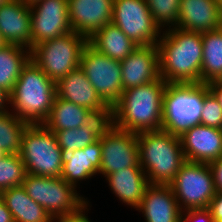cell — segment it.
Instances as JSON below:
<instances>
[{"label": "cell", "mask_w": 222, "mask_h": 222, "mask_svg": "<svg viewBox=\"0 0 222 222\" xmlns=\"http://www.w3.org/2000/svg\"><path fill=\"white\" fill-rule=\"evenodd\" d=\"M214 222H222V214H211Z\"/></svg>", "instance_id": "obj_40"}, {"label": "cell", "mask_w": 222, "mask_h": 222, "mask_svg": "<svg viewBox=\"0 0 222 222\" xmlns=\"http://www.w3.org/2000/svg\"><path fill=\"white\" fill-rule=\"evenodd\" d=\"M204 83H167L163 97L161 130L181 136L200 124Z\"/></svg>", "instance_id": "obj_5"}, {"label": "cell", "mask_w": 222, "mask_h": 222, "mask_svg": "<svg viewBox=\"0 0 222 222\" xmlns=\"http://www.w3.org/2000/svg\"><path fill=\"white\" fill-rule=\"evenodd\" d=\"M29 59L30 50L26 47L7 44L0 48V87L10 94Z\"/></svg>", "instance_id": "obj_28"}, {"label": "cell", "mask_w": 222, "mask_h": 222, "mask_svg": "<svg viewBox=\"0 0 222 222\" xmlns=\"http://www.w3.org/2000/svg\"><path fill=\"white\" fill-rule=\"evenodd\" d=\"M101 142L98 139L93 144L82 149L64 154V162L61 178L76 189L81 181H89L98 175L101 165Z\"/></svg>", "instance_id": "obj_20"}, {"label": "cell", "mask_w": 222, "mask_h": 222, "mask_svg": "<svg viewBox=\"0 0 222 222\" xmlns=\"http://www.w3.org/2000/svg\"><path fill=\"white\" fill-rule=\"evenodd\" d=\"M28 125L10 110L0 112V159L8 154H19L22 136Z\"/></svg>", "instance_id": "obj_29"}, {"label": "cell", "mask_w": 222, "mask_h": 222, "mask_svg": "<svg viewBox=\"0 0 222 222\" xmlns=\"http://www.w3.org/2000/svg\"><path fill=\"white\" fill-rule=\"evenodd\" d=\"M112 23L137 46L157 45L162 33L145 0H114Z\"/></svg>", "instance_id": "obj_11"}, {"label": "cell", "mask_w": 222, "mask_h": 222, "mask_svg": "<svg viewBox=\"0 0 222 222\" xmlns=\"http://www.w3.org/2000/svg\"><path fill=\"white\" fill-rule=\"evenodd\" d=\"M88 43L101 54L118 61L124 60L138 47L113 23L98 30Z\"/></svg>", "instance_id": "obj_26"}, {"label": "cell", "mask_w": 222, "mask_h": 222, "mask_svg": "<svg viewBox=\"0 0 222 222\" xmlns=\"http://www.w3.org/2000/svg\"><path fill=\"white\" fill-rule=\"evenodd\" d=\"M114 0H68L72 31L87 38L112 23Z\"/></svg>", "instance_id": "obj_14"}, {"label": "cell", "mask_w": 222, "mask_h": 222, "mask_svg": "<svg viewBox=\"0 0 222 222\" xmlns=\"http://www.w3.org/2000/svg\"><path fill=\"white\" fill-rule=\"evenodd\" d=\"M179 137L187 161L209 164L222 157V129L197 124Z\"/></svg>", "instance_id": "obj_15"}, {"label": "cell", "mask_w": 222, "mask_h": 222, "mask_svg": "<svg viewBox=\"0 0 222 222\" xmlns=\"http://www.w3.org/2000/svg\"><path fill=\"white\" fill-rule=\"evenodd\" d=\"M216 1H217L218 8H219V11H220V14H221V17H222V0H216Z\"/></svg>", "instance_id": "obj_42"}, {"label": "cell", "mask_w": 222, "mask_h": 222, "mask_svg": "<svg viewBox=\"0 0 222 222\" xmlns=\"http://www.w3.org/2000/svg\"><path fill=\"white\" fill-rule=\"evenodd\" d=\"M111 115H95L79 128L53 131L64 154L82 149L97 141L110 123Z\"/></svg>", "instance_id": "obj_24"}, {"label": "cell", "mask_w": 222, "mask_h": 222, "mask_svg": "<svg viewBox=\"0 0 222 222\" xmlns=\"http://www.w3.org/2000/svg\"><path fill=\"white\" fill-rule=\"evenodd\" d=\"M32 48L72 32L68 0H37L30 4Z\"/></svg>", "instance_id": "obj_13"}, {"label": "cell", "mask_w": 222, "mask_h": 222, "mask_svg": "<svg viewBox=\"0 0 222 222\" xmlns=\"http://www.w3.org/2000/svg\"><path fill=\"white\" fill-rule=\"evenodd\" d=\"M181 211L209 208L216 194L209 164L186 161L169 184Z\"/></svg>", "instance_id": "obj_9"}, {"label": "cell", "mask_w": 222, "mask_h": 222, "mask_svg": "<svg viewBox=\"0 0 222 222\" xmlns=\"http://www.w3.org/2000/svg\"><path fill=\"white\" fill-rule=\"evenodd\" d=\"M88 39L74 31L49 39L30 50V59L55 83L80 65Z\"/></svg>", "instance_id": "obj_8"}, {"label": "cell", "mask_w": 222, "mask_h": 222, "mask_svg": "<svg viewBox=\"0 0 222 222\" xmlns=\"http://www.w3.org/2000/svg\"><path fill=\"white\" fill-rule=\"evenodd\" d=\"M96 114L86 107L64 100L56 95L52 109L43 125L50 131L79 128Z\"/></svg>", "instance_id": "obj_25"}, {"label": "cell", "mask_w": 222, "mask_h": 222, "mask_svg": "<svg viewBox=\"0 0 222 222\" xmlns=\"http://www.w3.org/2000/svg\"><path fill=\"white\" fill-rule=\"evenodd\" d=\"M58 97L83 106L96 115H111V108L101 99L80 67L56 83Z\"/></svg>", "instance_id": "obj_16"}, {"label": "cell", "mask_w": 222, "mask_h": 222, "mask_svg": "<svg viewBox=\"0 0 222 222\" xmlns=\"http://www.w3.org/2000/svg\"><path fill=\"white\" fill-rule=\"evenodd\" d=\"M200 124L222 129V107L217 97L209 90L208 84H204V103Z\"/></svg>", "instance_id": "obj_32"}, {"label": "cell", "mask_w": 222, "mask_h": 222, "mask_svg": "<svg viewBox=\"0 0 222 222\" xmlns=\"http://www.w3.org/2000/svg\"><path fill=\"white\" fill-rule=\"evenodd\" d=\"M216 192H222V157L209 163Z\"/></svg>", "instance_id": "obj_35"}, {"label": "cell", "mask_w": 222, "mask_h": 222, "mask_svg": "<svg viewBox=\"0 0 222 222\" xmlns=\"http://www.w3.org/2000/svg\"><path fill=\"white\" fill-rule=\"evenodd\" d=\"M145 222H180L181 209L170 185L149 184L140 206Z\"/></svg>", "instance_id": "obj_19"}, {"label": "cell", "mask_w": 222, "mask_h": 222, "mask_svg": "<svg viewBox=\"0 0 222 222\" xmlns=\"http://www.w3.org/2000/svg\"><path fill=\"white\" fill-rule=\"evenodd\" d=\"M155 24L161 31L175 28L180 13L181 0H145Z\"/></svg>", "instance_id": "obj_30"}, {"label": "cell", "mask_w": 222, "mask_h": 222, "mask_svg": "<svg viewBox=\"0 0 222 222\" xmlns=\"http://www.w3.org/2000/svg\"><path fill=\"white\" fill-rule=\"evenodd\" d=\"M26 173L61 178L64 153L53 131L43 124H29L19 151Z\"/></svg>", "instance_id": "obj_6"}, {"label": "cell", "mask_w": 222, "mask_h": 222, "mask_svg": "<svg viewBox=\"0 0 222 222\" xmlns=\"http://www.w3.org/2000/svg\"><path fill=\"white\" fill-rule=\"evenodd\" d=\"M176 27L204 33L222 27V17L216 0H181Z\"/></svg>", "instance_id": "obj_21"}, {"label": "cell", "mask_w": 222, "mask_h": 222, "mask_svg": "<svg viewBox=\"0 0 222 222\" xmlns=\"http://www.w3.org/2000/svg\"><path fill=\"white\" fill-rule=\"evenodd\" d=\"M0 33L8 44L32 49L30 5L10 0L0 6Z\"/></svg>", "instance_id": "obj_18"}, {"label": "cell", "mask_w": 222, "mask_h": 222, "mask_svg": "<svg viewBox=\"0 0 222 222\" xmlns=\"http://www.w3.org/2000/svg\"><path fill=\"white\" fill-rule=\"evenodd\" d=\"M0 222H14L11 212L6 207L1 196H0Z\"/></svg>", "instance_id": "obj_37"}, {"label": "cell", "mask_w": 222, "mask_h": 222, "mask_svg": "<svg viewBox=\"0 0 222 222\" xmlns=\"http://www.w3.org/2000/svg\"><path fill=\"white\" fill-rule=\"evenodd\" d=\"M32 200L41 205L53 220L79 211L89 202L63 178L36 176L27 173L22 184Z\"/></svg>", "instance_id": "obj_7"}, {"label": "cell", "mask_w": 222, "mask_h": 222, "mask_svg": "<svg viewBox=\"0 0 222 222\" xmlns=\"http://www.w3.org/2000/svg\"><path fill=\"white\" fill-rule=\"evenodd\" d=\"M208 209L211 211V214H222V192H216Z\"/></svg>", "instance_id": "obj_36"}, {"label": "cell", "mask_w": 222, "mask_h": 222, "mask_svg": "<svg viewBox=\"0 0 222 222\" xmlns=\"http://www.w3.org/2000/svg\"><path fill=\"white\" fill-rule=\"evenodd\" d=\"M180 222H214V219L208 208L190 209L181 212Z\"/></svg>", "instance_id": "obj_33"}, {"label": "cell", "mask_w": 222, "mask_h": 222, "mask_svg": "<svg viewBox=\"0 0 222 222\" xmlns=\"http://www.w3.org/2000/svg\"><path fill=\"white\" fill-rule=\"evenodd\" d=\"M20 1H22V2H24V3H27V4H32L33 2H35V1H37V0H20Z\"/></svg>", "instance_id": "obj_43"}, {"label": "cell", "mask_w": 222, "mask_h": 222, "mask_svg": "<svg viewBox=\"0 0 222 222\" xmlns=\"http://www.w3.org/2000/svg\"><path fill=\"white\" fill-rule=\"evenodd\" d=\"M14 222H54L47 211L32 200L22 185L0 192Z\"/></svg>", "instance_id": "obj_23"}, {"label": "cell", "mask_w": 222, "mask_h": 222, "mask_svg": "<svg viewBox=\"0 0 222 222\" xmlns=\"http://www.w3.org/2000/svg\"><path fill=\"white\" fill-rule=\"evenodd\" d=\"M209 85V90L217 97L222 107V81L212 82Z\"/></svg>", "instance_id": "obj_39"}, {"label": "cell", "mask_w": 222, "mask_h": 222, "mask_svg": "<svg viewBox=\"0 0 222 222\" xmlns=\"http://www.w3.org/2000/svg\"><path fill=\"white\" fill-rule=\"evenodd\" d=\"M10 0H0V6L1 5H3V4H5V3H7V2H9Z\"/></svg>", "instance_id": "obj_44"}, {"label": "cell", "mask_w": 222, "mask_h": 222, "mask_svg": "<svg viewBox=\"0 0 222 222\" xmlns=\"http://www.w3.org/2000/svg\"><path fill=\"white\" fill-rule=\"evenodd\" d=\"M201 35L203 44L201 83L222 81V27Z\"/></svg>", "instance_id": "obj_27"}, {"label": "cell", "mask_w": 222, "mask_h": 222, "mask_svg": "<svg viewBox=\"0 0 222 222\" xmlns=\"http://www.w3.org/2000/svg\"><path fill=\"white\" fill-rule=\"evenodd\" d=\"M91 207H92V204L89 201L76 213L54 220V222H91L92 220L88 218L89 217L88 211L91 210Z\"/></svg>", "instance_id": "obj_34"}, {"label": "cell", "mask_w": 222, "mask_h": 222, "mask_svg": "<svg viewBox=\"0 0 222 222\" xmlns=\"http://www.w3.org/2000/svg\"><path fill=\"white\" fill-rule=\"evenodd\" d=\"M166 86L160 77L124 90L120 100L111 108L110 122L118 129L133 133L161 130Z\"/></svg>", "instance_id": "obj_2"}, {"label": "cell", "mask_w": 222, "mask_h": 222, "mask_svg": "<svg viewBox=\"0 0 222 222\" xmlns=\"http://www.w3.org/2000/svg\"><path fill=\"white\" fill-rule=\"evenodd\" d=\"M156 46L160 77L166 83H201V33L170 28L162 31Z\"/></svg>", "instance_id": "obj_1"}, {"label": "cell", "mask_w": 222, "mask_h": 222, "mask_svg": "<svg viewBox=\"0 0 222 222\" xmlns=\"http://www.w3.org/2000/svg\"><path fill=\"white\" fill-rule=\"evenodd\" d=\"M79 67L101 99L112 108L123 92L120 61L101 54L87 43L82 51Z\"/></svg>", "instance_id": "obj_10"}, {"label": "cell", "mask_w": 222, "mask_h": 222, "mask_svg": "<svg viewBox=\"0 0 222 222\" xmlns=\"http://www.w3.org/2000/svg\"><path fill=\"white\" fill-rule=\"evenodd\" d=\"M7 44L8 43L5 41V39L3 38L2 34L0 33V48L4 47Z\"/></svg>", "instance_id": "obj_41"}, {"label": "cell", "mask_w": 222, "mask_h": 222, "mask_svg": "<svg viewBox=\"0 0 222 222\" xmlns=\"http://www.w3.org/2000/svg\"><path fill=\"white\" fill-rule=\"evenodd\" d=\"M139 163L149 184L169 185L187 161L180 137L164 130L137 133Z\"/></svg>", "instance_id": "obj_4"}, {"label": "cell", "mask_w": 222, "mask_h": 222, "mask_svg": "<svg viewBox=\"0 0 222 222\" xmlns=\"http://www.w3.org/2000/svg\"><path fill=\"white\" fill-rule=\"evenodd\" d=\"M108 187L117 199L127 207L137 209L149 185L146 173L141 166L117 170L105 177Z\"/></svg>", "instance_id": "obj_22"}, {"label": "cell", "mask_w": 222, "mask_h": 222, "mask_svg": "<svg viewBox=\"0 0 222 222\" xmlns=\"http://www.w3.org/2000/svg\"><path fill=\"white\" fill-rule=\"evenodd\" d=\"M56 95V83L29 59L10 93L9 110L29 124H43Z\"/></svg>", "instance_id": "obj_3"}, {"label": "cell", "mask_w": 222, "mask_h": 222, "mask_svg": "<svg viewBox=\"0 0 222 222\" xmlns=\"http://www.w3.org/2000/svg\"><path fill=\"white\" fill-rule=\"evenodd\" d=\"M102 154L98 175L105 178L123 168L141 166L138 156L137 133L118 129L111 122L101 133Z\"/></svg>", "instance_id": "obj_12"}, {"label": "cell", "mask_w": 222, "mask_h": 222, "mask_svg": "<svg viewBox=\"0 0 222 222\" xmlns=\"http://www.w3.org/2000/svg\"><path fill=\"white\" fill-rule=\"evenodd\" d=\"M120 63L123 91L160 78L159 54L156 45L138 46Z\"/></svg>", "instance_id": "obj_17"}, {"label": "cell", "mask_w": 222, "mask_h": 222, "mask_svg": "<svg viewBox=\"0 0 222 222\" xmlns=\"http://www.w3.org/2000/svg\"><path fill=\"white\" fill-rule=\"evenodd\" d=\"M25 165L19 154H8L0 159V192L23 184Z\"/></svg>", "instance_id": "obj_31"}, {"label": "cell", "mask_w": 222, "mask_h": 222, "mask_svg": "<svg viewBox=\"0 0 222 222\" xmlns=\"http://www.w3.org/2000/svg\"><path fill=\"white\" fill-rule=\"evenodd\" d=\"M10 94L0 87V112L9 111Z\"/></svg>", "instance_id": "obj_38"}]
</instances>
